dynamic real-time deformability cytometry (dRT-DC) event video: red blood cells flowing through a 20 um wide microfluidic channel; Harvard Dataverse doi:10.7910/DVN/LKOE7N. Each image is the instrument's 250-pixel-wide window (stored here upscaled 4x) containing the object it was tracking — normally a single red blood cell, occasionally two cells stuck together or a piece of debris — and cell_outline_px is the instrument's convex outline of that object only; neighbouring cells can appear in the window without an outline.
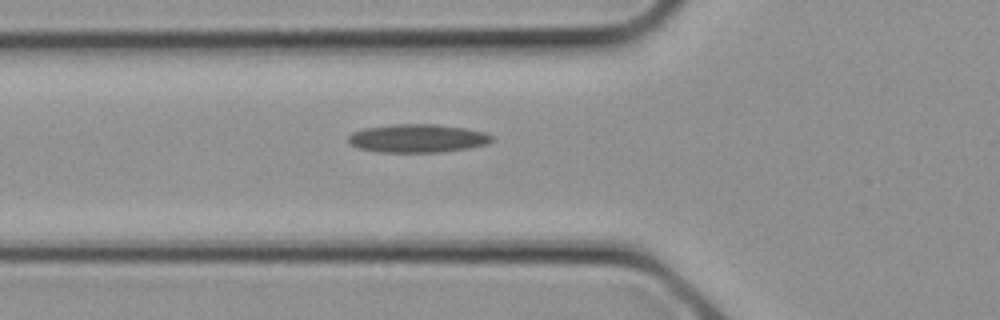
{"species": "common noctule bat (a hibernating species)", "species_latin": "Nyctalus noctula", "temperature_condition": "cold", "stored_images_in_passage": 5, "camera_frame_rate_fps": 3000, "um_per_image_px": 0.085, "animal": {"sex": "female", "body_mass_g": 21.9}, "frame": {"image": 1, "passage_image": 4, "time_ms": 1.0, "image_size_px": [1000, 320], "cell_outline_px": [[496, 140], [488, 144], [468, 148], [440, 152], [380, 152], [356, 148], [348, 144], [348, 136], [352, 132], [364, 128], [392, 124], [436, 124], [464, 128], [484, 132], [496, 136]], "centroid_in_image_um": [35.5, 11.76], "position_along_channel_um": 90.3, "area_um2": 24.04}}